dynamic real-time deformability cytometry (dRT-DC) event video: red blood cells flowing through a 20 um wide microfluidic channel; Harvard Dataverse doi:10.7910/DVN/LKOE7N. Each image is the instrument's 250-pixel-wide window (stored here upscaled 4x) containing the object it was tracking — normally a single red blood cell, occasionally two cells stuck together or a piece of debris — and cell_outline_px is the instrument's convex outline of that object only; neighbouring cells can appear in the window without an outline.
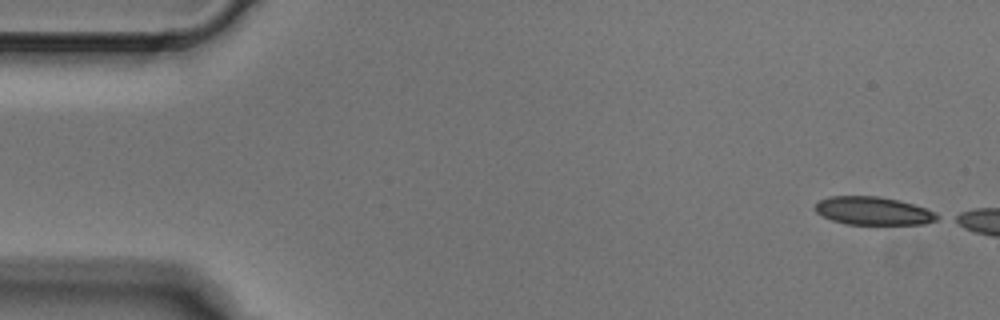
{"species": "Egyptian fruit bat (a non-hibernating species)", "species_latin": "Rousettus aegyptiacus", "temperature_condition": "cold", "stored_images_in_passage": 4, "camera_frame_rate_fps": 3000, "um_per_image_px": 0.085, "animal": {"sex": "male"}, "frame": {"image": 1, "passage_image": 1, "time_ms": 0.0, "image_size_px": [1000, 320], "cell_outline_px": [[940, 216], [936, 220], [924, 224], [844, 224], [832, 220], [816, 212], [816, 204], [820, 200], [828, 196], [880, 196], [912, 204], [924, 208]], "centroid_in_image_um": [74.19, 17.92], "position_along_channel_um": 10.8, "area_um2": 19.71}}